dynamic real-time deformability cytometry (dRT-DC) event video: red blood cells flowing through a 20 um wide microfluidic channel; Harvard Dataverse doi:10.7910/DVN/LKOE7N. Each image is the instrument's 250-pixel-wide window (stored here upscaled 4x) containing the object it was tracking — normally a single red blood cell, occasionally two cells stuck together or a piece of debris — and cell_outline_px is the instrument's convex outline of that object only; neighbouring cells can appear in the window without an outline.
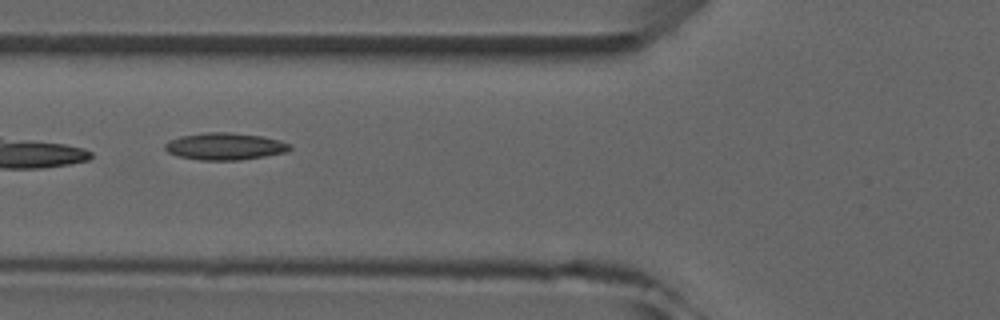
{"species": "common noctule bat (a hibernating species)", "species_latin": "Nyctalus noctula", "temperature_condition": "room temperature", "stored_images_in_passage": 6, "camera_frame_rate_fps": 3000, "um_per_image_px": 0.085, "animal": {"sex": "male", "forearm_length_mm": 52.5}, "frame": {"image": 1, "passage_image": 6, "time_ms": 5.667, "image_size_px": [1000, 320], "cell_outline_px": [[292, 148], [284, 152], [264, 156], [240, 160], [200, 160], [180, 156], [168, 152], [164, 148], [164, 144], [180, 136], [208, 132], [232, 132], [260, 136], [280, 140], [288, 144]], "centroid_in_image_um": [19.11, 12.43], "position_along_channel_um": 106.7, "area_um2": 19.42}}